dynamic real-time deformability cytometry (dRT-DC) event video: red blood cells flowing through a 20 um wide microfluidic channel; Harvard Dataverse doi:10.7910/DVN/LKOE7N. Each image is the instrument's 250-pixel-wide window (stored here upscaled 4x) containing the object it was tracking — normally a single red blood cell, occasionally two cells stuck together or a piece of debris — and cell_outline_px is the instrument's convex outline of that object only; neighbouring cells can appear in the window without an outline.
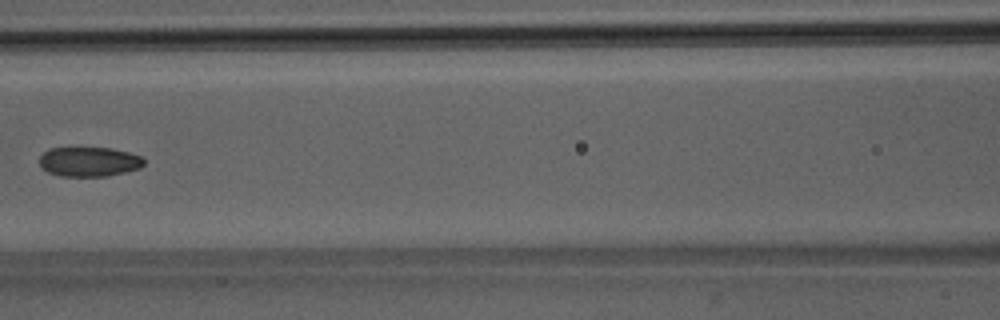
{"species": "Egyptian fruit bat (a non-hibernating species)", "species_latin": "Rousettus aegyptiacus", "temperature_condition": "room temperature", "stored_images_in_passage": 7, "camera_frame_rate_fps": 3000, "um_per_image_px": 0.085, "animal": {"sex": "male"}, "frame": {"image": 1, "passage_image": 7, "time_ms": 7.667, "image_size_px": [1000, 320], "cell_outline_px": [[144, 164], [140, 168], [108, 176], [60, 176], [48, 172], [40, 168], [40, 156], [48, 148], [112, 148], [128, 152], [140, 156], [144, 160]], "centroid_in_image_um": [7.55, 13.75], "position_along_channel_um": 159.1, "area_um2": 18.03}}